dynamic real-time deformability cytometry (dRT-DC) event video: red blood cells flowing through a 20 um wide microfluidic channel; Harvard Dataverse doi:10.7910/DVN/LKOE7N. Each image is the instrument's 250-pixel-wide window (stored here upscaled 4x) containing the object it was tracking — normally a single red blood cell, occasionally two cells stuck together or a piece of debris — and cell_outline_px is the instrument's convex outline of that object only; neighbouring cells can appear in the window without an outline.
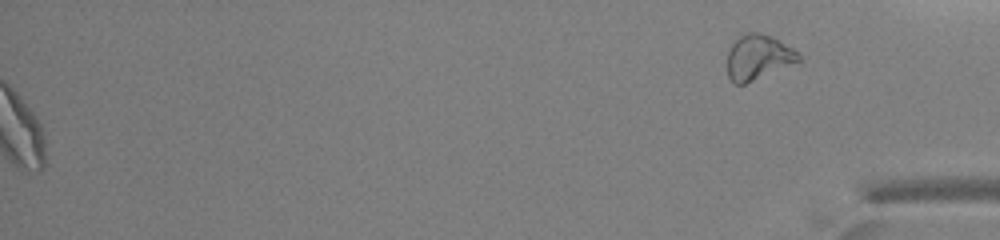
{"species": "common noctule bat (a hibernating species)", "species_latin": "Nyctalus noctula", "temperature_condition": "warm", "stored_images_in_passage": 46, "segment_of_instrument_passage": [2, 2], "camera_frame_rate_fps": 3000, "um_per_image_px": 0.085, "animal": {"sex": "male", "body_mass_g": 13.0, "forearm_length_mm": 53.1}, "frame": {"image": 1, "passage_image": 46, "time_ms": 15.0, "image_size_px": [1000, 240], "cell_outline_px": [[804, 60], [744, 84], [736, 84], [728, 76], [728, 48], [740, 36], [748, 32], [760, 32], [792, 48]], "centroid_in_image_um": [64.44, 4.87], "position_along_channel_um": 370.8, "area_um2": 18.38}}